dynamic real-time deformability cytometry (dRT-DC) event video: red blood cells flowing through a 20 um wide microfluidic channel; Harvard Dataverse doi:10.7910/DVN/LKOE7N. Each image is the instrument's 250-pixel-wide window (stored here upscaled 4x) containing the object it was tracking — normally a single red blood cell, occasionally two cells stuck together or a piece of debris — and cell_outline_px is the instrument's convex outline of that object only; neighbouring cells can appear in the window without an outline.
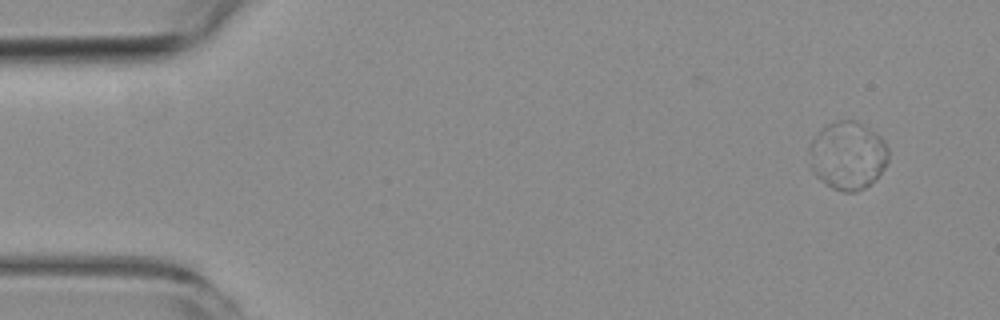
{"species": "common noctule bat (a hibernating species)", "species_latin": "Nyctalus noctula", "temperature_condition": "room temperature", "stored_images_in_passage": 4, "camera_frame_rate_fps": 3000, "um_per_image_px": 0.085, "animal": {"sex": "female", "body_mass_g": 19.3, "forearm_length_mm": 54.1}, "frame": {"image": 1, "passage_image": 2, "time_ms": 1.333, "image_size_px": [1000, 320], "cell_outline_px": [[888, 160], [884, 168], [876, 180], [864, 188], [856, 192], [844, 192], [832, 188], [824, 184], [816, 176], [808, 164], [808, 144], [828, 124], [840, 120], [856, 120], [864, 124], [880, 136], [888, 148]], "centroid_in_image_um": [72.04, 13.24], "position_along_channel_um": 13.0, "area_um2": 31.73}}